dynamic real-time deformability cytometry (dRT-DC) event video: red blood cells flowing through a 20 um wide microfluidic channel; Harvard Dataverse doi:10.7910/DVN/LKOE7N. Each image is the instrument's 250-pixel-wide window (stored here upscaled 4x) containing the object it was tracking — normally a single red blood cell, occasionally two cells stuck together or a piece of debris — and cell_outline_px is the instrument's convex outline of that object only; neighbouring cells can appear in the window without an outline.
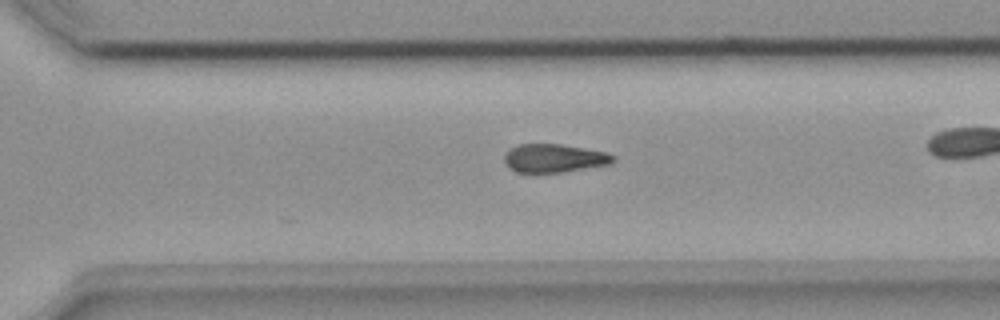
{"species": "common noctule bat (a hibernating species)", "species_latin": "Nyctalus noctula", "temperature_condition": "room temperature", "stored_images_in_passage": 29, "camera_frame_rate_fps": 3000, "um_per_image_px": 0.085, "animal": {"sex": "female", "body_mass_g": 18.4}, "frame": {"image": 1, "passage_image": 24, "time_ms": 7.667, "image_size_px": [1000, 320], "cell_outline_px": [[616, 160], [608, 164], [560, 172], [516, 172], [508, 168], [504, 164], [504, 156], [508, 148], [516, 144], [560, 144], [608, 152], [616, 156]], "centroid_in_image_um": [47.06, 13.43], "position_along_channel_um": 323.5, "area_um2": 18.09}}